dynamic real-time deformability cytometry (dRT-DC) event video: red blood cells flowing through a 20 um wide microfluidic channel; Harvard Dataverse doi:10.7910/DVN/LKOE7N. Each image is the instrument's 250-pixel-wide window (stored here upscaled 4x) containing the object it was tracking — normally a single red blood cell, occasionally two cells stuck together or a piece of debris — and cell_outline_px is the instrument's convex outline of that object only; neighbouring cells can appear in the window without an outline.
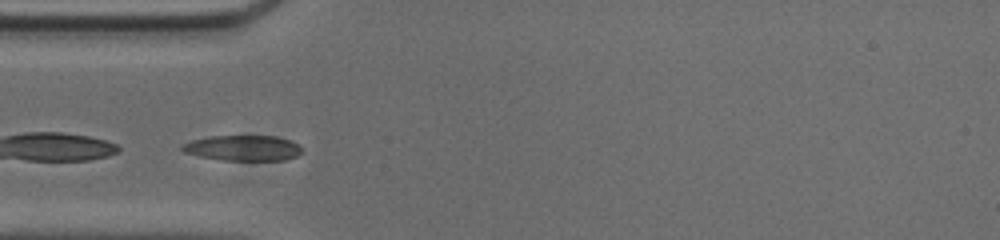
{"species": "common noctule bat (a hibernating species)", "species_latin": "Nyctalus noctula", "temperature_condition": "cold", "stored_images_in_passage": 39, "camera_frame_rate_fps": 3000, "um_per_image_px": 0.085, "animal": {"sex": "male", "body_mass_g": 20.0, "forearm_length_mm": 53.3}, "frame": {"image": 1, "passage_image": 2, "time_ms": 0.333, "image_size_px": [1000, 240], "cell_outline_px": [[304, 152], [296, 156], [284, 160], [224, 160], [200, 156], [184, 152], [180, 148], [184, 144], [192, 140], [208, 136], [276, 136], [300, 144], [304, 148]], "centroid_in_image_um": [20.71, 12.58], "position_along_channel_um": 64.3, "area_um2": 17.8}}
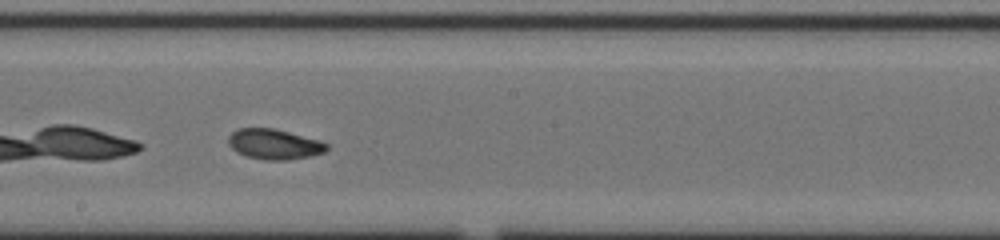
{"frame": {"image": 2, "passage_image": 15, "time_ms": 4.667, "image_size_px": [1000, 240], "cell_outline_px": [[328, 148], [324, 152], [312, 156], [288, 160], [264, 160], [244, 156], [236, 152], [228, 144], [228, 136], [232, 132], [240, 128], [272, 128], [320, 140], [328, 144]], "centroid_in_image_um": [23.3, 12.27], "position_along_channel_um": 224.9, "area_um2": 17.46}}
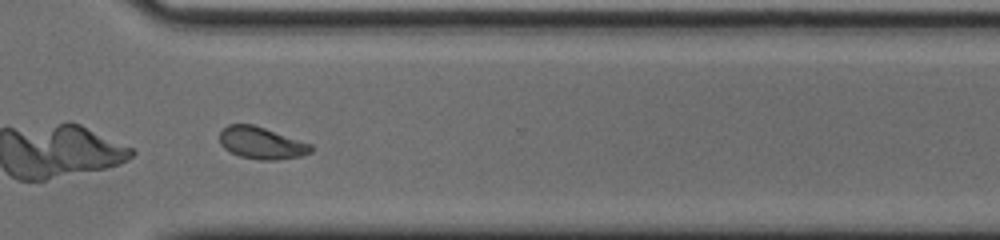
{"frame": {"image": 3, "passage_image": 25, "time_ms": 8.0, "image_size_px": [1000, 240], "cell_outline_px": [[312, 152], [300, 156], [276, 160], [260, 160], [240, 156], [224, 148], [220, 144], [220, 132], [228, 124], [252, 124], [312, 144]], "centroid_in_image_um": [22.22, 12.16], "position_along_channel_um": 348.4, "area_um2": 16.88}, "authors_computed_cell_mechanics": {"area_um2": 17.2244, "velocity_mm_per_s": 3.6931, "shape_relaxation_time_tau1_ms": 3.8515, "shape_relaxation_time_tau2_ms": 2.0679, "deformation_change_tau1": 0.1433, "deformation_change_tau2": 0.0714}}